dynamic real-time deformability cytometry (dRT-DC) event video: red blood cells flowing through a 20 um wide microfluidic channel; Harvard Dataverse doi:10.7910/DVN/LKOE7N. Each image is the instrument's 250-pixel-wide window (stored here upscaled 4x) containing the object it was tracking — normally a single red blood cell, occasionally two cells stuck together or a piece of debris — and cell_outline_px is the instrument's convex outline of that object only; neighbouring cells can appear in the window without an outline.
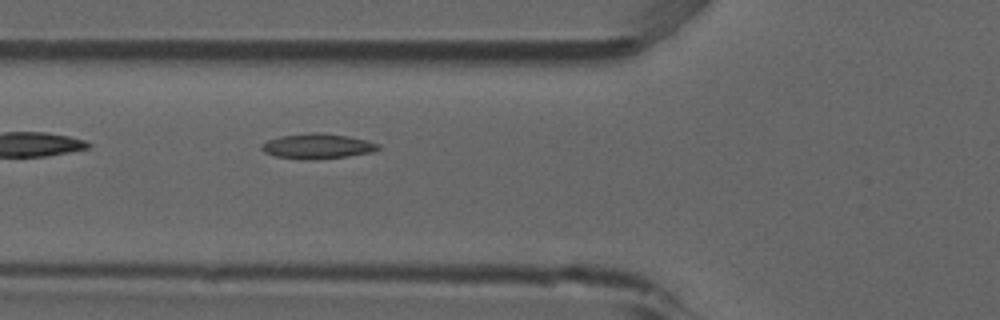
{"species": "common noctule bat (a hibernating species)", "species_latin": "Nyctalus noctula", "temperature_condition": "room temperature", "stored_images_in_passage": 4, "camera_frame_rate_fps": 3000, "um_per_image_px": 0.085, "animal": {"sex": "male", "forearm_length_mm": 52.5}, "frame": {"image": 1, "passage_image": 4, "time_ms": 1.0, "image_size_px": [1000, 320], "cell_outline_px": [[380, 148], [372, 152], [348, 156], [316, 160], [304, 160], [276, 156], [264, 152], [260, 148], [260, 144], [268, 140], [280, 136], [308, 132], [320, 132], [348, 136], [380, 144]], "centroid_in_image_um": [26.95, 12.43], "position_along_channel_um": 98.9, "area_um2": 17.22}}